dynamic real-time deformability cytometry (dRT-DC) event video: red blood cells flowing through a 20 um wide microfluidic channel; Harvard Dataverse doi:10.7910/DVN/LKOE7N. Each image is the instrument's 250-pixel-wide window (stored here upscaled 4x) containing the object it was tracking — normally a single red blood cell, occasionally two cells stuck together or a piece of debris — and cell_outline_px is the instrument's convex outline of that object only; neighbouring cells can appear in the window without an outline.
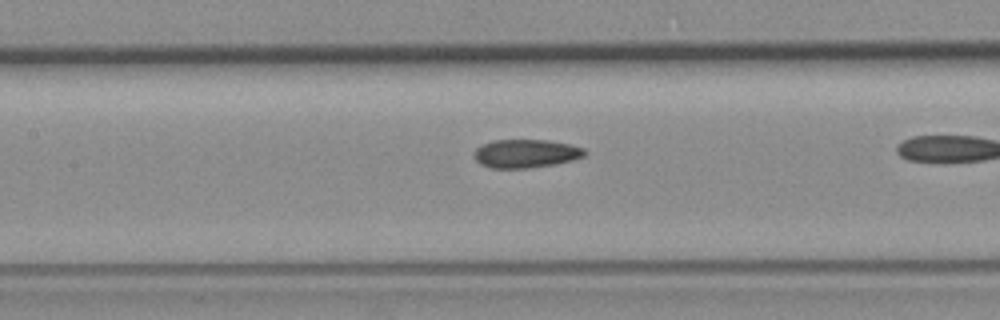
{"species": "common noctule bat (a hibernating species)", "species_latin": "Nyctalus noctula", "temperature_condition": "room temperature", "stored_images_in_passage": 34, "camera_frame_rate_fps": 3000, "um_per_image_px": 0.085, "animal": {"sex": "female", "body_mass_g": 19.3, "forearm_length_mm": 54.1}, "frame": {"image": 1, "passage_image": 17, "time_ms": 5.333, "image_size_px": [1000, 320], "cell_outline_px": [[588, 152], [584, 156], [572, 160], [556, 164], [532, 168], [492, 168], [480, 164], [472, 156], [472, 152], [476, 148], [492, 140], [548, 140], [568, 144], [584, 148]], "centroid_in_image_um": [44.68, 13.06], "position_along_channel_um": 162.7, "area_um2": 18.5}}
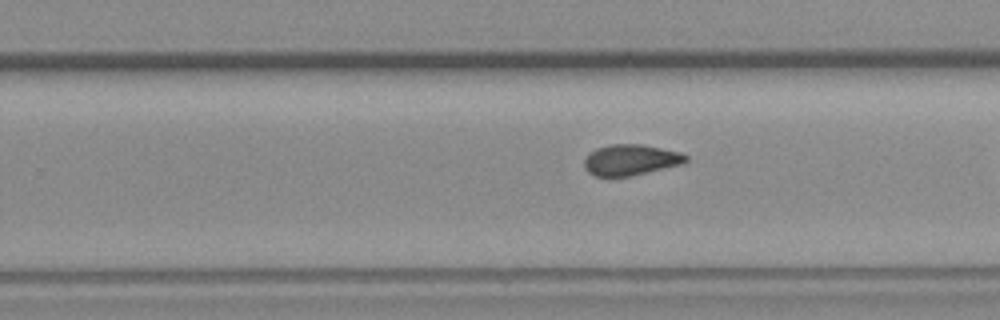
{"frame": {"image": 2, "passage_image": 26, "time_ms": 8.333, "image_size_px": [1000, 320], "cell_outline_px": [[688, 160], [680, 164], [632, 176], [596, 176], [588, 172], [584, 168], [584, 160], [588, 152], [596, 148], [612, 144], [640, 144], [680, 152], [688, 156]], "centroid_in_image_um": [53.57, 13.59], "position_along_channel_um": 276.2, "area_um2": 18.21}}
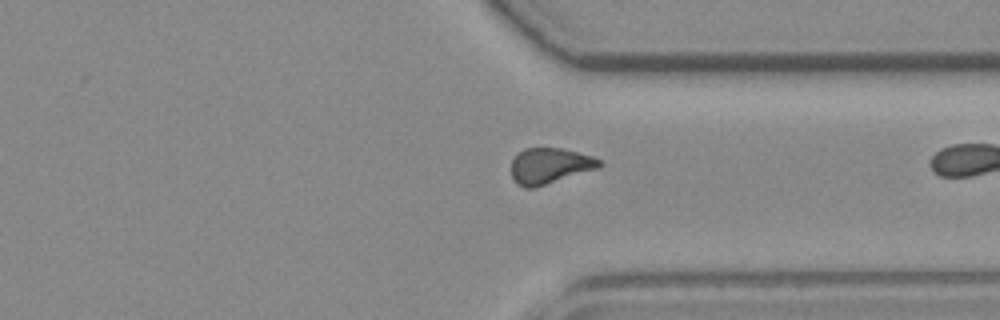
{"frame": {"image": 3, "passage_image": 33, "time_ms": 10.667, "image_size_px": [1000, 320], "cell_outline_px": [[604, 164], [600, 168], [536, 188], [524, 188], [512, 176], [512, 160], [524, 148], [560, 148], [592, 156], [600, 160]], "centroid_in_image_um": [46.78, 14.11], "position_along_channel_um": 364.6, "area_um2": 18.38}}